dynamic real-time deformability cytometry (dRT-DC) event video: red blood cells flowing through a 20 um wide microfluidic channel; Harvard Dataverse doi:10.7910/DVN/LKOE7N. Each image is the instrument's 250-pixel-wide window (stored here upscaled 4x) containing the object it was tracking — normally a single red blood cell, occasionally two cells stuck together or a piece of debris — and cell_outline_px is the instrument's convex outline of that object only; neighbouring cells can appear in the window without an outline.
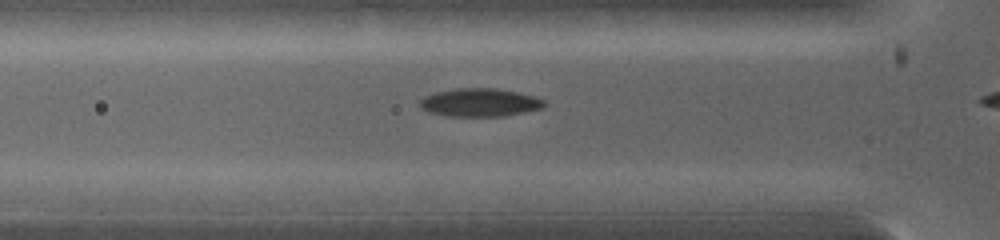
{"species": "common noctule bat (a hibernating species)", "species_latin": "Nyctalus noctula", "temperature_condition": "warm", "stored_images_in_passage": 6, "camera_frame_rate_fps": 5000, "um_per_image_px": 0.085, "animal": {"sex": "female", "body_mass_g": 19.0, "forearm_length_mm": 53.3}, "frame": {"image": 1, "passage_image": 5, "time_ms": 1.6, "image_size_px": [1000, 240], "cell_outline_px": [[544, 108], [504, 116], [448, 116], [428, 112], [420, 108], [420, 100], [424, 96], [436, 92], [456, 88], [496, 88], [516, 92], [532, 96], [544, 100]], "centroid_in_image_um": [40.75, 8.71], "position_along_channel_um": 85.1, "area_um2": 20.35}}